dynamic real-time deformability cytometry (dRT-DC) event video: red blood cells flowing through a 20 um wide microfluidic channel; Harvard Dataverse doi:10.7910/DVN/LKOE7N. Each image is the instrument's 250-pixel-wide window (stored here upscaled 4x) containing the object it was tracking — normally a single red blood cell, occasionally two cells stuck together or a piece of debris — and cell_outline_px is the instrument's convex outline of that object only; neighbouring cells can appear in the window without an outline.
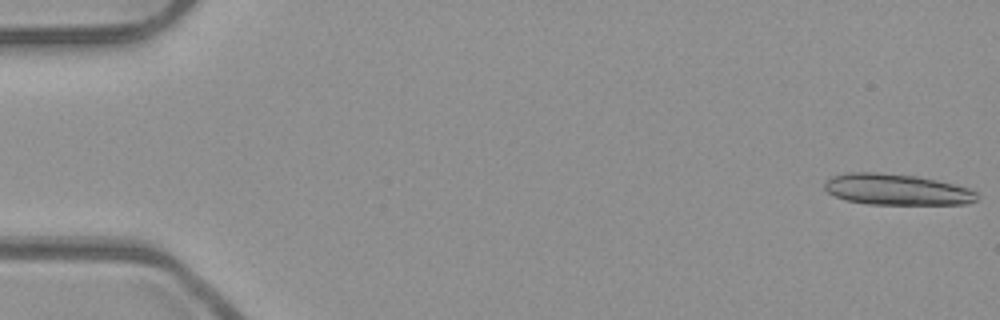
{"species": "common noctule bat (a hibernating species)", "species_latin": "Nyctalus noctula", "temperature_condition": "room temperature", "stored_images_in_passage": 15, "camera_frame_rate_fps": 3000, "um_per_image_px": 0.085, "animal": {"sex": "male", "body_mass_g": 23.1, "forearm_length_mm": 52.7}, "frame": {"image": 1, "passage_image": 1, "time_ms": 0.0, "image_size_px": [1000, 320], "cell_outline_px": [[976, 200], [964, 204], [868, 204], [848, 200], [836, 196], [828, 192], [824, 188], [824, 184], [832, 176], [848, 172], [876, 172], [916, 176], [936, 180], [968, 188], [976, 192]], "centroid_in_image_um": [76.19, 16.1], "position_along_channel_um": 8.8, "area_um2": 27.22}}